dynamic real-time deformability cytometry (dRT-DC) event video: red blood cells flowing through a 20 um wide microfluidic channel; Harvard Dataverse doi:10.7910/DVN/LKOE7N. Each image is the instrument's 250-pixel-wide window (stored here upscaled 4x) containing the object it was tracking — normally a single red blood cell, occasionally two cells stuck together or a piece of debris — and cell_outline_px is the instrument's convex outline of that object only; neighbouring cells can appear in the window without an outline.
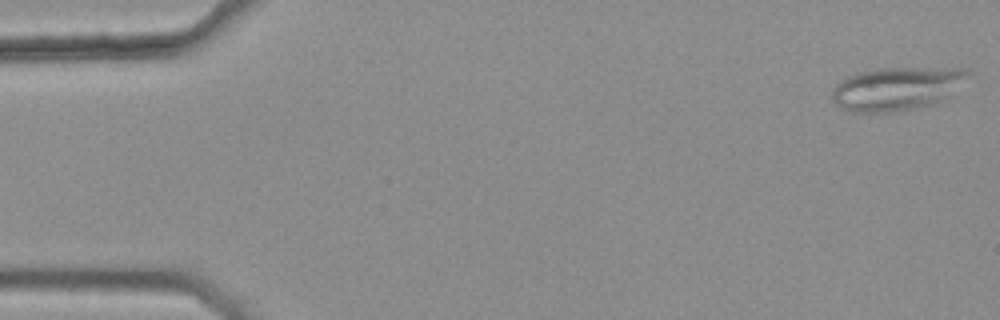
{"species": "common noctule bat (a hibernating species)", "species_latin": "Nyctalus noctula", "temperature_condition": "warm", "stored_images_in_passage": 47, "camera_frame_rate_fps": 3000, "um_per_image_px": 0.085, "animal": {"sex": "female", "body_mass_g": 25.1}, "frame": {"image": 1, "passage_image": 1, "time_ms": 0.0, "image_size_px": [1000, 320], "cell_outline_px": [[972, 72], [944, 100], [912, 108], [888, 112], [852, 112], [840, 108], [832, 100], [832, 88], [840, 80], [848, 76], [860, 72], [876, 68], [968, 68]], "centroid_in_image_um": [76.18, 7.52], "position_along_channel_um": 8.8, "area_um2": 34.1}}
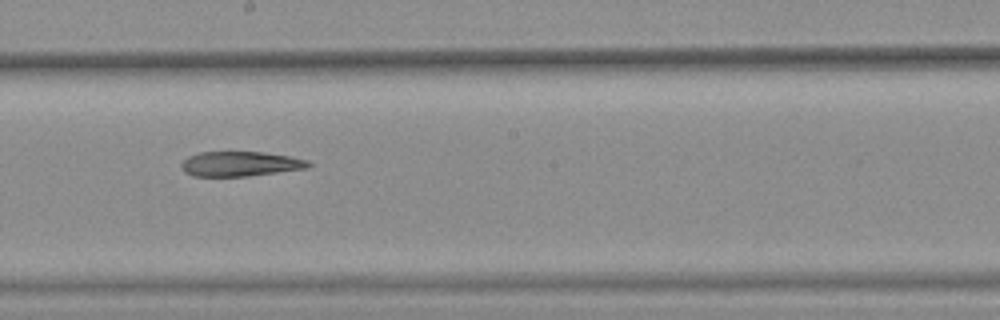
{"frame": {"image": 2, "passage_image": 29, "time_ms": 9.333, "image_size_px": [1000, 320], "cell_outline_px": [[312, 164], [308, 168], [248, 176], [192, 176], [184, 172], [180, 168], [180, 164], [188, 156], [200, 152], [264, 152], [288, 156], [308, 160]], "centroid_in_image_um": [20.4, 13.93], "position_along_channel_um": 227.8, "area_um2": 18.44}}
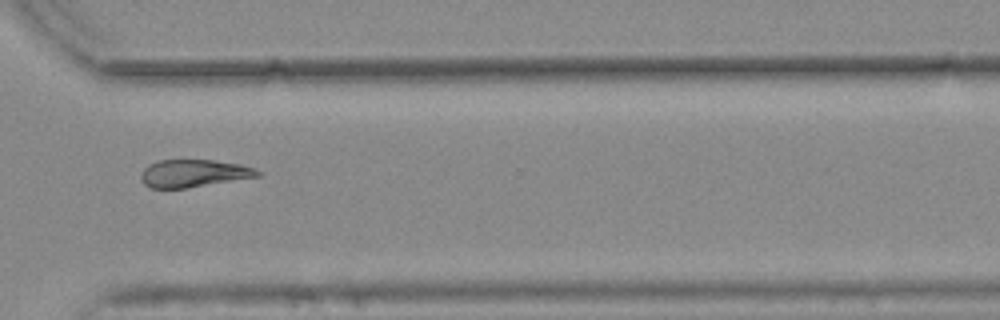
{"frame": {"image": 3, "passage_image": 39, "time_ms": 12.667, "image_size_px": [1000, 320], "cell_outline_px": [[264, 172], [260, 176], [188, 188], [148, 188], [140, 180], [140, 176], [144, 168], [148, 164], [156, 160], [212, 160], [240, 164], [256, 168]], "centroid_in_image_um": [16.46, 14.73], "position_along_channel_um": 354.1, "area_um2": 19.02}}